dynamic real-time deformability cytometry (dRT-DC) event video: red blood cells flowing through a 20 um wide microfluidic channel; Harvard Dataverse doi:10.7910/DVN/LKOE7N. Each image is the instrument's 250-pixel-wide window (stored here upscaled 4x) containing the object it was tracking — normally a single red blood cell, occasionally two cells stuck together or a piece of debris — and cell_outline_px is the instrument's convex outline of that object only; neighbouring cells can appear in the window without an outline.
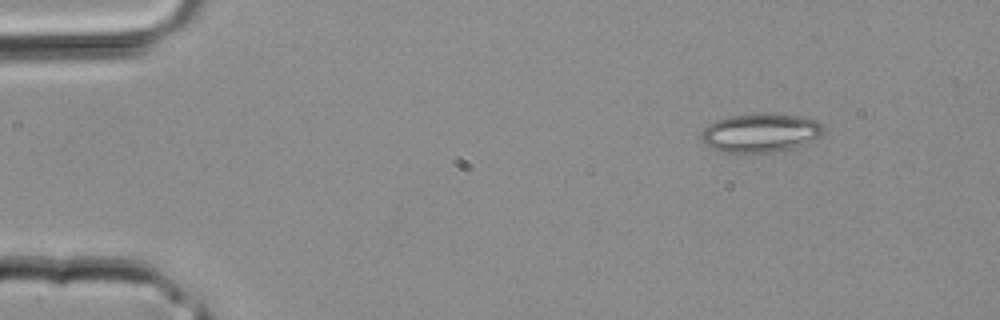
{"species": "common noctule bat (a hibernating species)", "species_latin": "Nyctalus noctula", "temperature_condition": "room temperature", "stored_images_in_passage": 3, "camera_frame_rate_fps": 3000, "um_per_image_px": 0.085, "animal": {"sex": "male", "body_mass_g": 20.4}, "frame": {"image": 1, "passage_image": 1, "time_ms": 0.0, "image_size_px": [1000, 320], "cell_outline_px": [[824, 128], [816, 136], [804, 144], [792, 148], [776, 152], [736, 156], [720, 152], [712, 148], [700, 136], [700, 132], [708, 124], [732, 116], [796, 116], [816, 120]], "centroid_in_image_um": [64.55, 11.39], "position_along_channel_um": 20.5, "area_um2": 26.99}}